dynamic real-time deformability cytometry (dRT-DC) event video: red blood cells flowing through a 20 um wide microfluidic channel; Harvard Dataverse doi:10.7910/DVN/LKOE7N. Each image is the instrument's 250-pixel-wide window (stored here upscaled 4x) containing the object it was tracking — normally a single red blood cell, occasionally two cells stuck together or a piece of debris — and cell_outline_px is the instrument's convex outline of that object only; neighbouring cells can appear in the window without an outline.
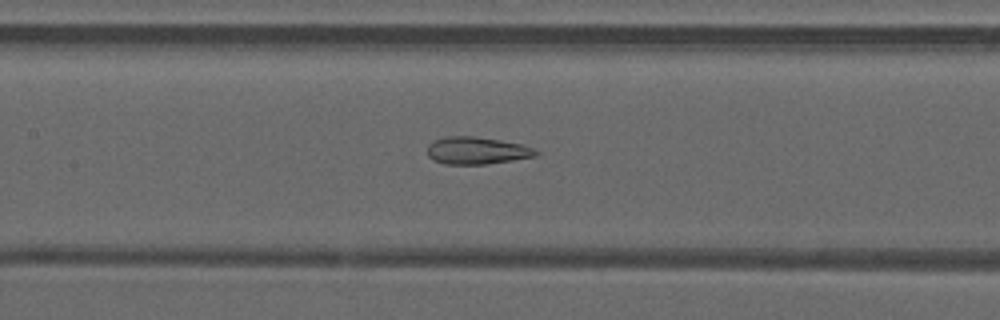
{"species": "common noctule bat (a hibernating species)", "species_latin": "Nyctalus noctula", "temperature_condition": "warm", "stored_images_in_passage": 50, "camera_frame_rate_fps": 3000, "um_per_image_px": 0.085, "animal": {"sex": "male", "forearm_length_mm": 52.5}, "frame": {"image": 1, "passage_image": 24, "time_ms": 7.667, "image_size_px": [1000, 320], "cell_outline_px": [[540, 152], [536, 156], [488, 164], [444, 164], [432, 160], [428, 156], [428, 144], [432, 140], [448, 136], [472, 136], [500, 140], [520, 144], [532, 148]], "centroid_in_image_um": [40.49, 12.8], "position_along_channel_um": 166.9, "area_um2": 17.28}}
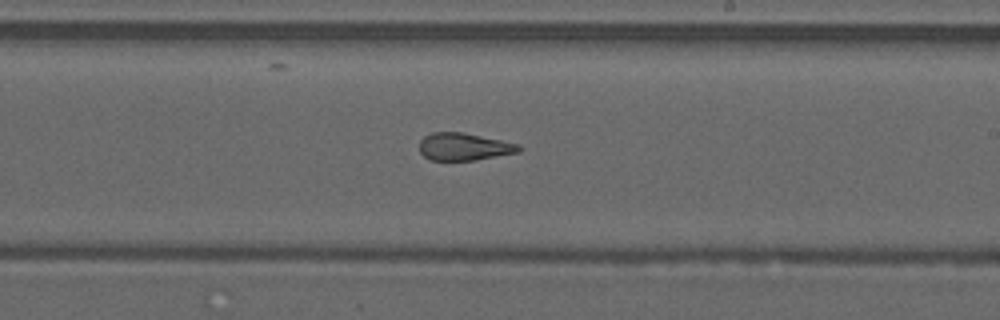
{"frame": {"image": 2, "passage_image": 30, "time_ms": 9.667, "image_size_px": [1000, 320], "cell_outline_px": [[524, 148], [520, 152], [476, 160], [432, 160], [424, 156], [420, 152], [420, 140], [424, 136], [432, 132], [460, 132], [520, 144]], "centroid_in_image_um": [39.47, 12.47], "position_along_channel_um": 249.5, "area_um2": 15.9}}
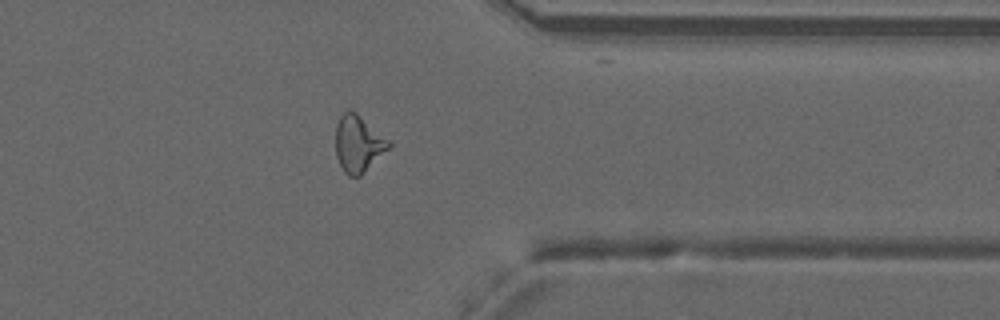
{"frame": {"image": 3, "passage_image": 40, "time_ms": 13.0, "image_size_px": [1000, 320], "cell_outline_px": [[392, 144], [360, 176], [348, 176], [344, 172], [336, 156], [336, 124], [340, 116], [348, 108], [356, 112], [388, 140]], "centroid_in_image_um": [30.41, 12.2], "position_along_channel_um": 381.0, "area_um2": 17.22}, "authors_computed_cell_mechanics": {"area_um2": 19.074, "velocity_mm_per_s": 4.156, "shape_relaxation_time_tau1_ms": null, "shape_relaxation_time_tau2_ms": 1.4323, "deformation_change_tau1": null, "deformation_change_tau2": 0.1041}}